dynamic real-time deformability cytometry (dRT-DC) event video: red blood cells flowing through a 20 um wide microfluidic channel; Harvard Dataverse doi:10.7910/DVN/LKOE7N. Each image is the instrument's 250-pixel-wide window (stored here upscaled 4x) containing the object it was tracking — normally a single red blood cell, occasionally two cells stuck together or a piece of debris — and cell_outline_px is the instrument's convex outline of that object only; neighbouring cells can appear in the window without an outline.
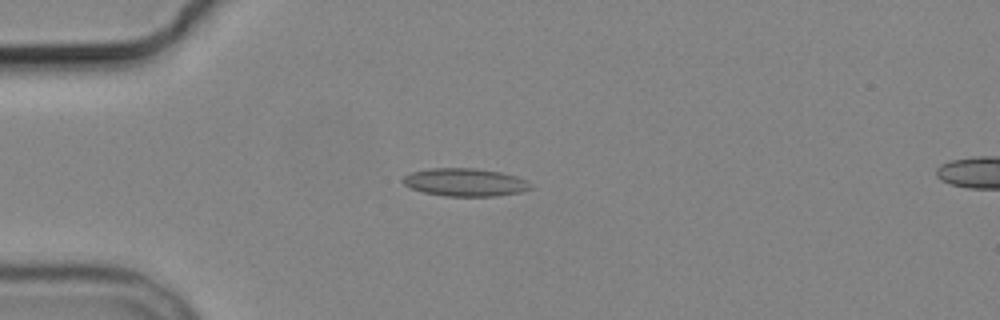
{"species": "common noctule bat (a hibernating species)", "species_latin": "Nyctalus noctula", "temperature_condition": "cold", "stored_images_in_passage": 8, "camera_frame_rate_fps": 3000, "um_per_image_px": 0.085, "animal": {"sex": "male", "body_mass_g": 19.2, "forearm_length_mm": 51.8}, "frame": {"image": 1, "passage_image": 4, "time_ms": 4.333, "image_size_px": [1000, 320], "cell_outline_px": [[532, 188], [520, 192], [496, 196], [444, 196], [424, 192], [412, 188], [404, 184], [400, 180], [404, 176], [412, 172], [432, 168], [476, 168], [500, 172], [516, 176], [528, 180], [532, 184]], "centroid_in_image_um": [39.55, 15.49], "position_along_channel_um": 45.4, "area_um2": 20.81}}
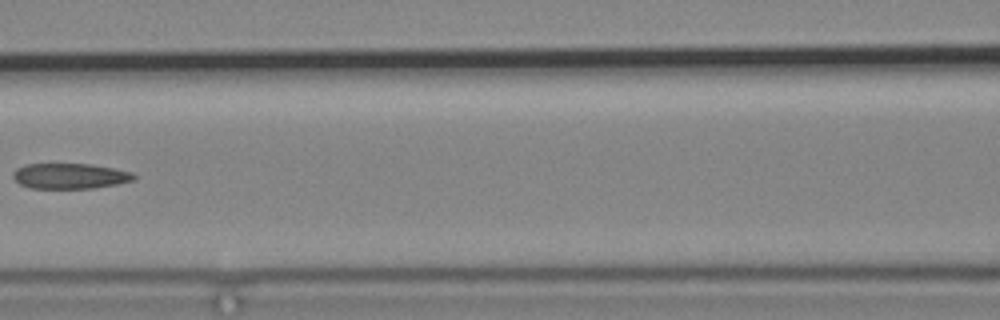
{"frame": {"image": 2, "passage_image": 7, "time_ms": 8.0, "image_size_px": [1000, 320], "cell_outline_px": [[136, 180], [116, 184], [92, 188], [28, 188], [20, 184], [12, 176], [12, 172], [16, 168], [28, 164], [92, 164], [116, 168], [132, 172], [136, 176]], "centroid_in_image_um": [5.96, 14.96], "position_along_channel_um": 160.6, "area_um2": 18.03}}
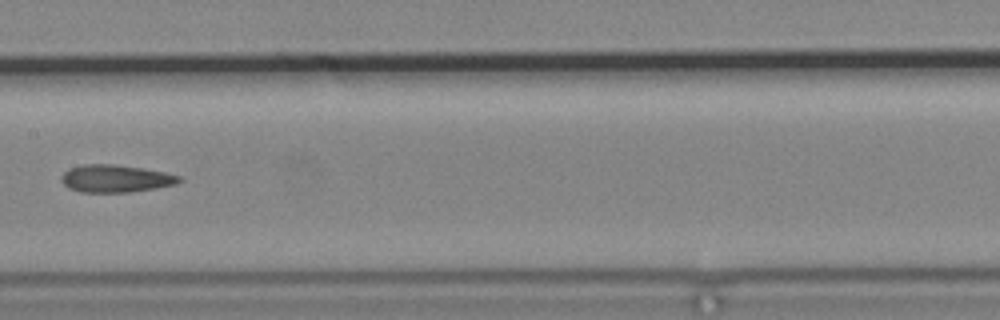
{"frame": {"image": 3, "passage_image": 8, "time_ms": 9.0, "image_size_px": [1000, 320], "cell_outline_px": [[184, 180], [176, 184], [156, 188], [128, 192], [80, 192], [68, 188], [60, 180], [60, 176], [68, 168], [84, 164], [112, 164], [140, 168], [164, 172], [180, 176]], "centroid_in_image_um": [9.8, 15.18], "position_along_channel_um": 197.6, "area_um2": 18.9}}